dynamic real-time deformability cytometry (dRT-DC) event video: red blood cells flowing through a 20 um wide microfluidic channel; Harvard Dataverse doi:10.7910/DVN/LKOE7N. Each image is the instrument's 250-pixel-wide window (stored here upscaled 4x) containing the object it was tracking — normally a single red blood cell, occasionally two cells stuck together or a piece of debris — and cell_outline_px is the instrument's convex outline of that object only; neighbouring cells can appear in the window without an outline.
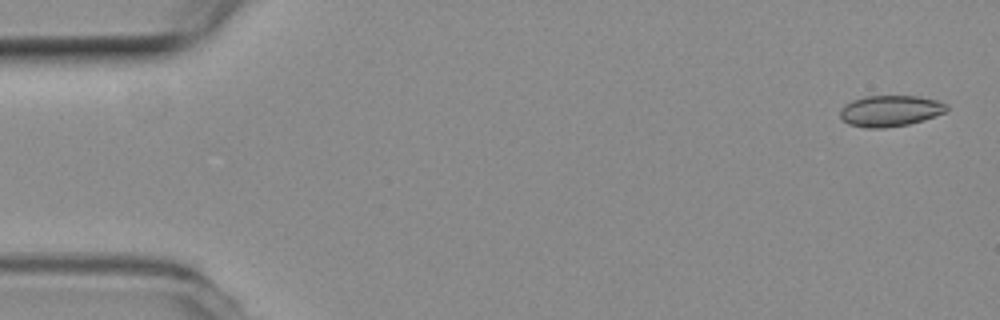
{"species": "common noctule bat (a hibernating species)", "species_latin": "Nyctalus noctula", "temperature_condition": "room temperature", "stored_images_in_passage": 7, "camera_frame_rate_fps": 3000, "um_per_image_px": 0.085, "animal": {"sex": "female", "body_mass_g": 19.3, "forearm_length_mm": 54.1}, "frame": {"image": 1, "passage_image": 1, "time_ms": 0.0, "image_size_px": [1000, 320], "cell_outline_px": [[948, 112], [924, 120], [908, 124], [884, 128], [868, 128], [848, 124], [840, 116], [840, 112], [844, 104], [852, 100], [864, 96], [916, 96], [936, 100], [948, 104]], "centroid_in_image_um": [75.69, 9.42], "position_along_channel_um": 9.3, "area_um2": 19.42}}